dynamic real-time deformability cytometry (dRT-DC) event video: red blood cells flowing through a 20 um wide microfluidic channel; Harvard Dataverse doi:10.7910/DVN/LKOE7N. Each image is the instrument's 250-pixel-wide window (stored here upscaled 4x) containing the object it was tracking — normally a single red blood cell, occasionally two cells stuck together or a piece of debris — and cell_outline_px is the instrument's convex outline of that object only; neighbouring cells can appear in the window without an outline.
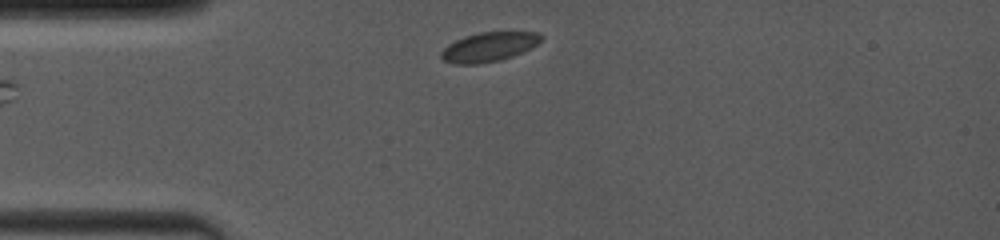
{"species": "common noctule bat (a hibernating species)", "species_latin": "Nyctalus noctula", "temperature_condition": "room temperature", "stored_images_in_passage": 29, "camera_frame_rate_fps": 4000, "um_per_image_px": 0.085, "animal": {"sex": "female", "body_mass_g": 19.0, "forearm_length_mm": 53.3}, "frame": {"image": 1, "passage_image": 1, "time_ms": 0.0, "image_size_px": [1000, 240], "cell_outline_px": [[544, 36], [536, 44], [512, 56], [500, 60], [476, 64], [456, 64], [444, 60], [440, 56], [440, 52], [448, 44], [464, 36], [480, 32], [536, 32]], "centroid_in_image_um": [41.51, 3.98], "position_along_channel_um": 43.5, "area_um2": 16.82}}
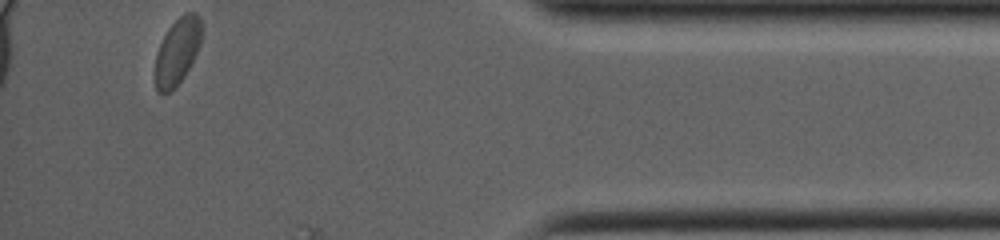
{"frame": {"image": 2, "passage_image": 29, "time_ms": 11.0, "image_size_px": [1000, 240], "cell_outline_px": [[200, 44], [184, 76], [176, 88], [172, 92], [164, 96], [156, 92], [156, 52], [168, 28], [184, 12], [196, 12], [200, 16]], "centroid_in_image_um": [15.05, 4.41], "position_along_channel_um": 420.2, "area_um2": 17.92}}